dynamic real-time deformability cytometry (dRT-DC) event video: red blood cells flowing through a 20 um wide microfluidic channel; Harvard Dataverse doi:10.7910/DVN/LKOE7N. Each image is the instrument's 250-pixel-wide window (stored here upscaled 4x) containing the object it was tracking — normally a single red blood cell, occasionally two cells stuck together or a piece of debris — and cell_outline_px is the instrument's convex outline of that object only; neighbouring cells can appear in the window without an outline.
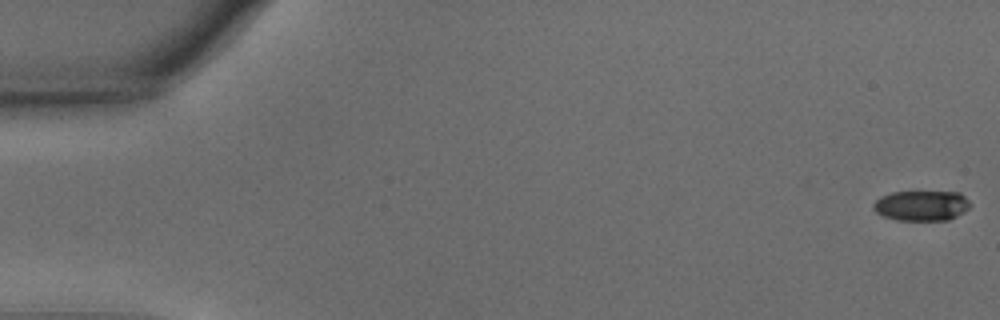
{"species": "common noctule bat (a hibernating species)", "species_latin": "Nyctalus noctula", "temperature_condition": "warm", "stored_images_in_passage": 10, "camera_frame_rate_fps": 3000, "um_per_image_px": 0.085, "animal": {"sex": "male", "body_mass_g": 15.6}, "frame": {"image": 1, "passage_image": 1, "time_ms": 0.0, "image_size_px": [1000, 320], "cell_outline_px": [[972, 204], [964, 212], [948, 220], [896, 220], [884, 216], [876, 212], [872, 208], [872, 204], [880, 196], [892, 192], [960, 192]], "centroid_in_image_um": [78.32, 17.47], "position_along_channel_um": 6.7, "area_um2": 17.11}}